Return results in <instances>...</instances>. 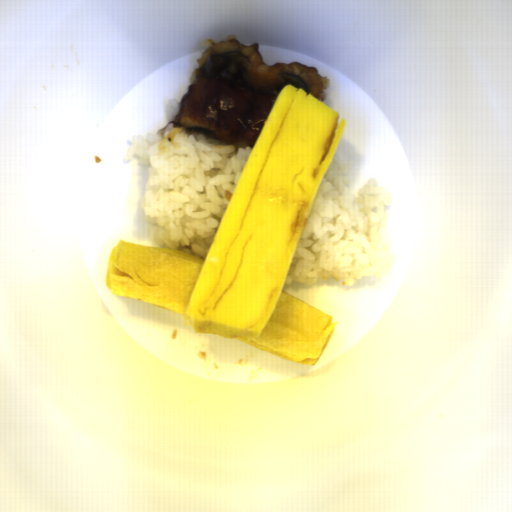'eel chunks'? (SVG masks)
Segmentation results:
<instances>
[{"label": "eel chunks", "instance_id": "4dd315ae", "mask_svg": "<svg viewBox=\"0 0 512 512\" xmlns=\"http://www.w3.org/2000/svg\"><path fill=\"white\" fill-rule=\"evenodd\" d=\"M287 84L325 104L332 82L314 65H268L257 41L246 46L233 33L221 40L212 37L196 59V68L172 124L253 150Z\"/></svg>", "mask_w": 512, "mask_h": 512}]
</instances>
